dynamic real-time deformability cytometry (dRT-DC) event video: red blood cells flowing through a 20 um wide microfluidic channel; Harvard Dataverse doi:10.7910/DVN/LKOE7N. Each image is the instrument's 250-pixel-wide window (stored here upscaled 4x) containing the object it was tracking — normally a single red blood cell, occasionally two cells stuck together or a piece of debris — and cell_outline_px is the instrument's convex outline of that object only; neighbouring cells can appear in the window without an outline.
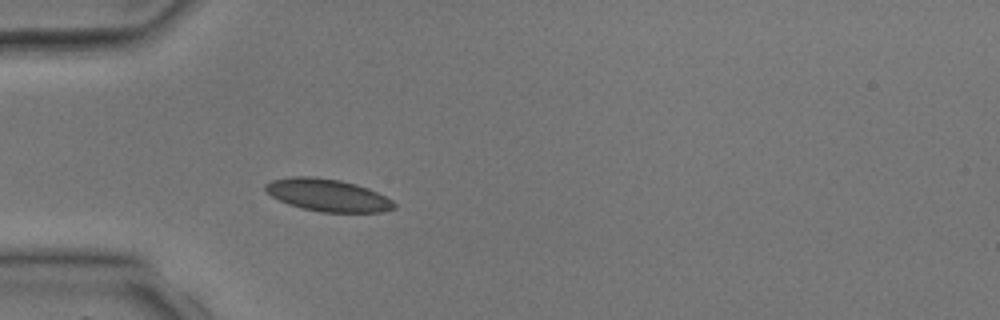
{"species": "common noctule bat (a hibernating species)", "species_latin": "Nyctalus noctula", "temperature_condition": "room temperature", "stored_images_in_passage": 3, "camera_frame_rate_fps": 3000, "um_per_image_px": 0.085, "animal": {"sex": "male", "body_mass_g": 17.9, "forearm_length_mm": 54.2}, "frame": {"image": 1, "passage_image": 3, "time_ms": 2.667, "image_size_px": [1000, 320], "cell_outline_px": [[396, 208], [380, 212], [320, 212], [300, 208], [288, 204], [272, 196], [264, 188], [264, 184], [272, 180], [292, 176], [312, 176], [340, 180], [356, 184], [368, 188], [392, 200], [396, 204]], "centroid_in_image_um": [27.84, 16.59], "position_along_channel_um": 57.2, "area_um2": 24.28}}